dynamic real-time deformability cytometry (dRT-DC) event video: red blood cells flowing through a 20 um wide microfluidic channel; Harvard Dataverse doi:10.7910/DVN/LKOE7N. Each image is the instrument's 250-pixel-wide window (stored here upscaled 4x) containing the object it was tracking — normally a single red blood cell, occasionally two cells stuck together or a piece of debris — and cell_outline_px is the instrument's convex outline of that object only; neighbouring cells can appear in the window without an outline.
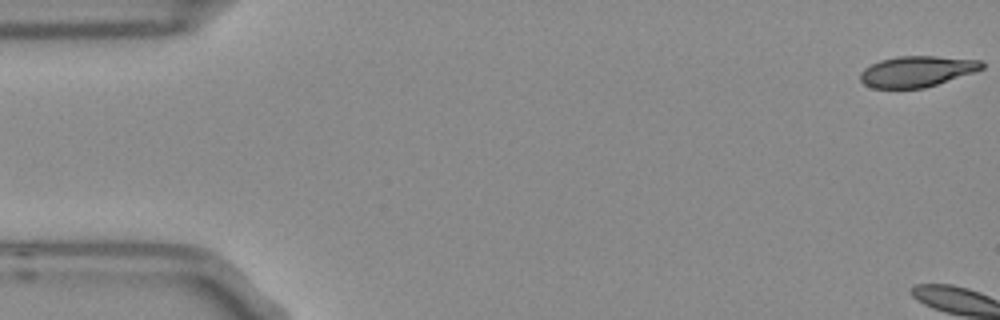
{"species": "Egyptian fruit bat (a non-hibernating species)", "species_latin": "Rousettus aegyptiacus", "temperature_condition": "room temperature", "stored_images_in_passage": 8, "camera_frame_rate_fps": 3000, "um_per_image_px": 0.085, "frame": {"image": 1, "passage_image": 1, "time_ms": 0.0, "image_size_px": [1000, 320], "cell_outline_px": [[984, 68], [976, 72], [924, 88], [872, 88], [864, 84], [860, 80], [860, 72], [864, 68], [880, 60], [896, 56], [936, 56], [980, 60], [984, 64]], "centroid_in_image_um": [77.94, 6.07], "position_along_channel_um": 7.1, "area_um2": 21.96}}